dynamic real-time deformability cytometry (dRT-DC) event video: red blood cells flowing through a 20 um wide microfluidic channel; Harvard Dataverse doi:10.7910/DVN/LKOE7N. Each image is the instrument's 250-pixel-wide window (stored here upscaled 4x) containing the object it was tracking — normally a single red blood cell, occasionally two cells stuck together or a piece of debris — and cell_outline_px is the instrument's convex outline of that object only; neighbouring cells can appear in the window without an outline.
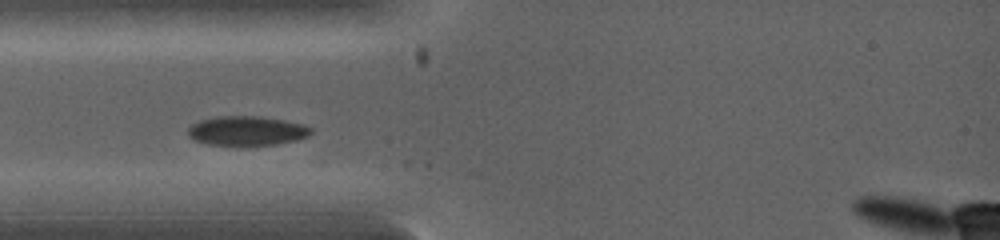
{"species": "common noctule bat (a hibernating species)", "species_latin": "Nyctalus noctula", "temperature_condition": "warm", "stored_images_in_passage": 7, "camera_frame_rate_fps": 5000, "um_per_image_px": 0.085, "animal": {"sex": "female", "body_mass_g": 19.0, "forearm_length_mm": 53.3}, "frame": {"image": 1, "passage_image": 5, "time_ms": 1.6, "image_size_px": [1000, 240], "cell_outline_px": [[312, 132], [308, 136], [296, 140], [276, 144], [248, 148], [208, 144], [196, 140], [188, 136], [188, 128], [192, 124], [200, 120], [216, 116], [260, 116], [284, 120], [304, 124], [312, 128]], "centroid_in_image_um": [20.98, 11.15], "position_along_channel_um": 64.0, "area_um2": 21.79}}
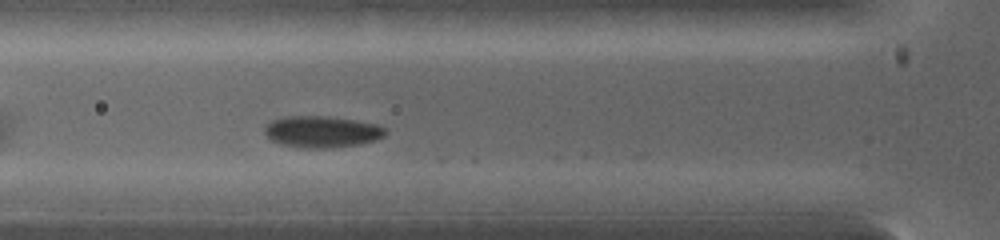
{"frame": {"image": 2, "passage_image": 7, "time_ms": 2.2, "image_size_px": [1000, 240], "cell_outline_px": [[384, 136], [372, 140], [356, 144], [324, 148], [296, 148], [280, 144], [272, 140], [264, 132], [264, 128], [272, 120], [284, 116], [328, 116], [376, 124], [384, 128]], "centroid_in_image_um": [27.27, 11.19], "position_along_channel_um": 98.5, "area_um2": 21.85}}